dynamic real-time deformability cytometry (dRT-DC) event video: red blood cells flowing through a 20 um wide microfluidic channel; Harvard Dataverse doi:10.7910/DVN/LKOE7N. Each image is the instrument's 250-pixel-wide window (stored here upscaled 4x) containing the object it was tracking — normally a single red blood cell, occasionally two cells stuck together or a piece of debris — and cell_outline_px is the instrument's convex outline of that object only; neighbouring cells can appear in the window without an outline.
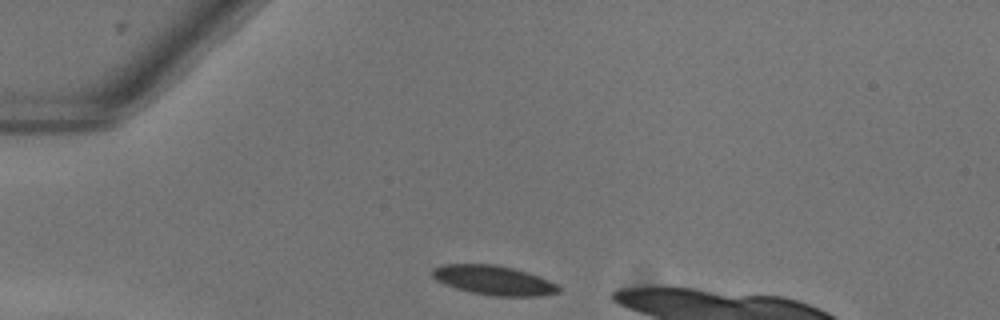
{"species": "common noctule bat (a hibernating species)", "species_latin": "Nyctalus noctula", "temperature_condition": "warm", "stored_images_in_passage": 33, "camera_frame_rate_fps": 3000, "um_per_image_px": 0.085, "animal": {"sex": "female"}, "frame": {"image": 1, "passage_image": 1, "time_ms": 0.0, "image_size_px": [1000, 320], "cell_outline_px": [[560, 292], [544, 296], [492, 296], [472, 292], [456, 288], [444, 284], [436, 280], [432, 276], [432, 268], [444, 264], [492, 264], [512, 268], [528, 272], [548, 280], [556, 284], [560, 288]], "centroid_in_image_um": [41.96, 23.82], "position_along_channel_um": 43.0, "area_um2": 21.62}}
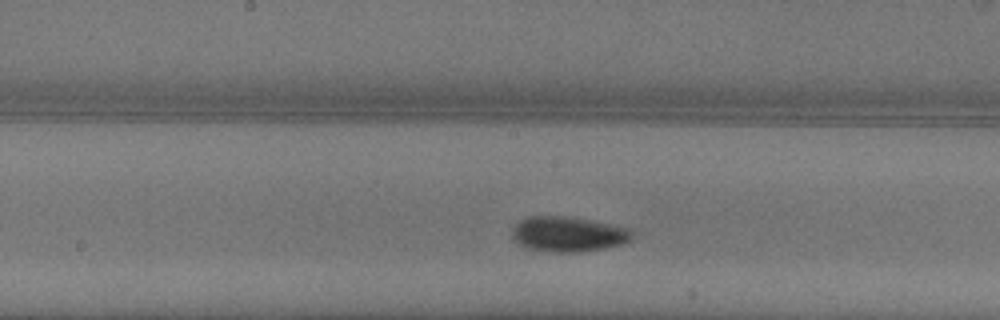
{"frame": {"image": 2, "passage_image": 15, "time_ms": 4.667, "image_size_px": [1000, 320], "cell_outline_px": [[632, 236], [628, 240], [620, 244], [608, 248], [580, 252], [552, 252], [532, 248], [520, 244], [512, 236], [512, 228], [520, 220], [528, 216], [568, 216], [632, 228]], "centroid_in_image_um": [48.31, 19.89], "position_along_channel_um": 199.9, "area_um2": 24.45}}
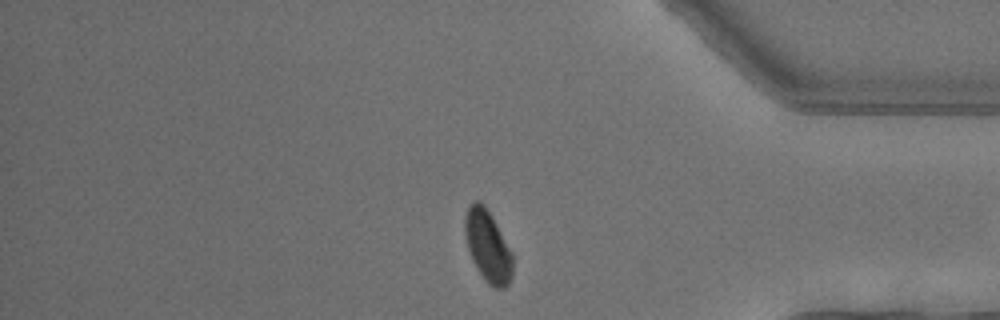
{"frame": {"image": 3, "passage_image": 31, "time_ms": 10.0, "image_size_px": [1000, 320], "cell_outline_px": [[512, 276], [508, 284], [504, 288], [496, 288], [488, 284], [484, 280], [476, 268], [472, 260], [468, 248], [464, 232], [464, 220], [468, 208], [476, 200], [480, 200], [484, 204], [492, 216], [512, 252]], "centroid_in_image_um": [41.46, 20.93], "position_along_channel_um": 393.7, "area_um2": 19.88}}